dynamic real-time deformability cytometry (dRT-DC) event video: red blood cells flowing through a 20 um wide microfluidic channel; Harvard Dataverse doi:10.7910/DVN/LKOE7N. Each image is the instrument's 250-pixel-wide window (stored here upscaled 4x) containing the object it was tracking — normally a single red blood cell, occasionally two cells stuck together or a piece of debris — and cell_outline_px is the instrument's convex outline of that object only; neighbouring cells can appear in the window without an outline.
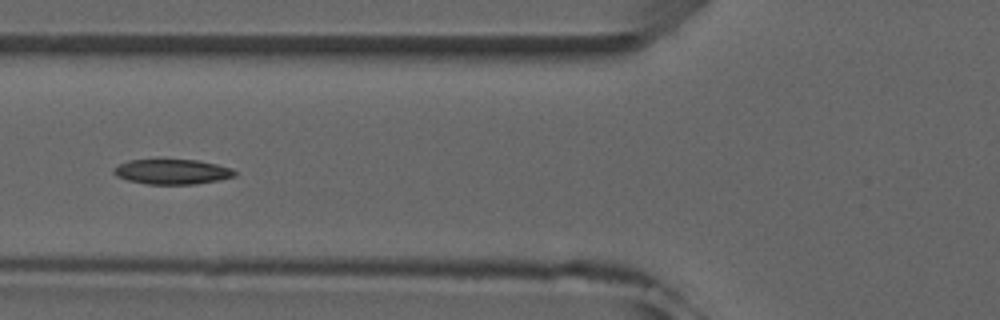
{"species": "common noctule bat (a hibernating species)", "species_latin": "Nyctalus noctula", "temperature_condition": "room temperature", "stored_images_in_passage": 7, "camera_frame_rate_fps": 3000, "um_per_image_px": 0.085, "animal": {"sex": "male", "forearm_length_mm": 52.5}, "frame": {"image": 1, "passage_image": 6, "time_ms": 6.0, "image_size_px": [1000, 320], "cell_outline_px": [[236, 176], [196, 184], [148, 184], [128, 180], [116, 176], [112, 172], [112, 168], [128, 160], [156, 156], [196, 160], [216, 164], [232, 168], [236, 172]], "centroid_in_image_um": [14.56, 14.54], "position_along_channel_um": 111.2, "area_um2": 18.5}}
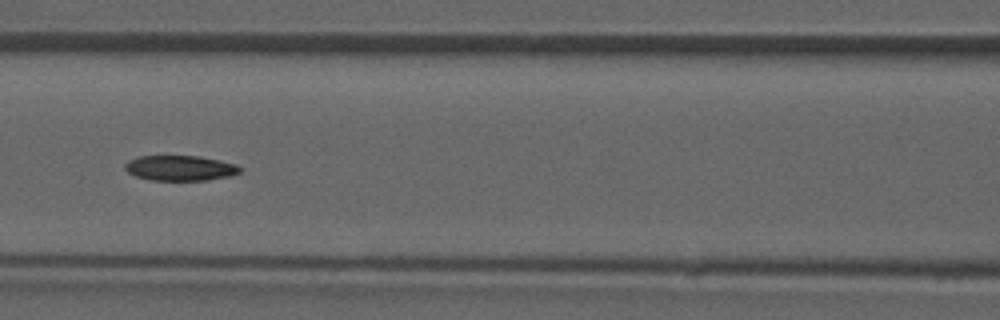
{"frame": {"image": 2, "passage_image": 7, "time_ms": 7.0, "image_size_px": [1000, 320], "cell_outline_px": [[244, 168], [240, 172], [232, 176], [208, 180], [152, 180], [136, 176], [128, 172], [124, 168], [124, 164], [128, 160], [136, 156], [200, 156], [220, 160], [236, 164]], "centroid_in_image_um": [15.34, 14.28], "position_along_channel_um": 151.3, "area_um2": 17.11}}